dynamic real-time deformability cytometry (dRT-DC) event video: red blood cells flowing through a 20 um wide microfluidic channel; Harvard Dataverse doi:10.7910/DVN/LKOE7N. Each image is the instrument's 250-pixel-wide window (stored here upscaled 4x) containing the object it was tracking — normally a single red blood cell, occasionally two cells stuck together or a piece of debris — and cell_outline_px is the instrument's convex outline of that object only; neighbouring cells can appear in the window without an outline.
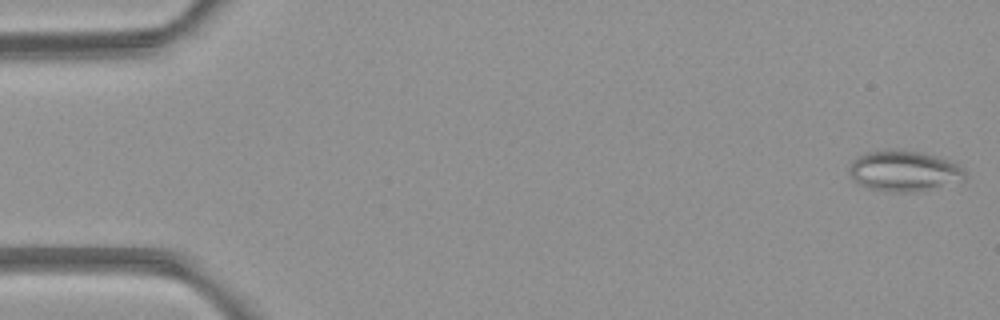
{"species": "common noctule bat (a hibernating species)", "species_latin": "Nyctalus noctula", "temperature_condition": "room temperature", "stored_images_in_passage": 5, "camera_frame_rate_fps": 3000, "um_per_image_px": 0.085, "animal": {"sex": "female", "body_mass_g": 21.9}, "frame": {"image": 1, "passage_image": 1, "time_ms": 0.0, "image_size_px": [1000, 320], "cell_outline_px": [[964, 180], [912, 192], [892, 192], [868, 188], [860, 184], [848, 172], [848, 168], [852, 160], [860, 156], [872, 152], [924, 152], [960, 164], [964, 168]], "centroid_in_image_um": [76.86, 14.56], "position_along_channel_um": 8.1, "area_um2": 26.53}}